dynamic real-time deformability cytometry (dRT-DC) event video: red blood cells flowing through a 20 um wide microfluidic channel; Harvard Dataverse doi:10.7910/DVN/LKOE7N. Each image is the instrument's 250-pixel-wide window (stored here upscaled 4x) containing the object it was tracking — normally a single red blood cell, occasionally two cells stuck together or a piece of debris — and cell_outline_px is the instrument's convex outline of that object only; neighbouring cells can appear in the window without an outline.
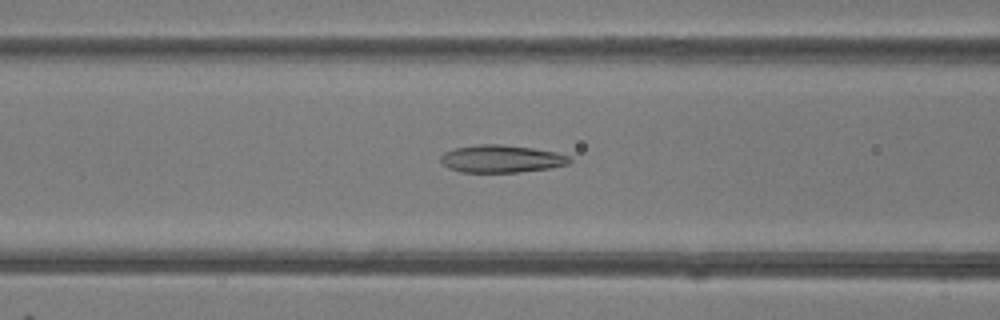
{"species": "common noctule bat (a hibernating species)", "species_latin": "Nyctalus noctula", "temperature_condition": "room temperature", "stored_images_in_passage": 49, "camera_frame_rate_fps": 3000, "um_per_image_px": 0.085, "animal": {"sex": "female"}, "frame": {"image": 1, "passage_image": 20, "time_ms": 6.333, "image_size_px": [1000, 320], "cell_outline_px": [[572, 160], [568, 164], [552, 168], [520, 172], [460, 172], [448, 168], [440, 160], [440, 156], [444, 152], [456, 148], [476, 144], [500, 144], [532, 148], [556, 152], [568, 156]], "centroid_in_image_um": [42.61, 13.5], "position_along_channel_um": 124.0, "area_um2": 20.75}}
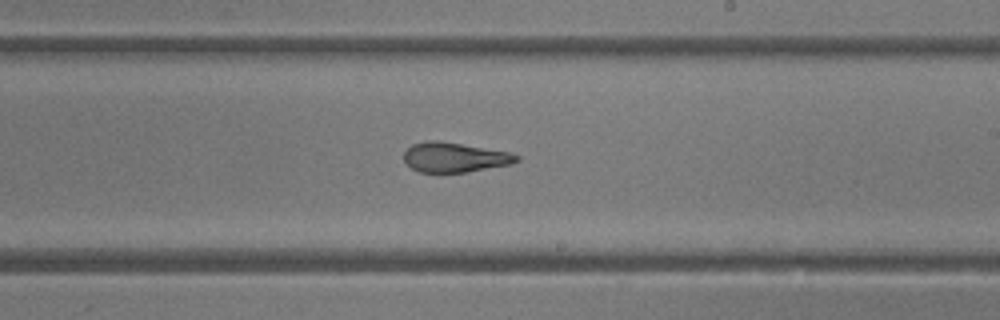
{"frame": {"image": 2, "passage_image": 29, "time_ms": 9.333, "image_size_px": [1000, 320], "cell_outline_px": [[520, 160], [512, 164], [468, 172], [420, 172], [412, 168], [404, 160], [404, 152], [412, 144], [428, 140], [436, 140], [508, 152], [520, 156]], "centroid_in_image_um": [38.65, 13.38], "position_along_channel_um": 250.4, "area_um2": 19.36}}
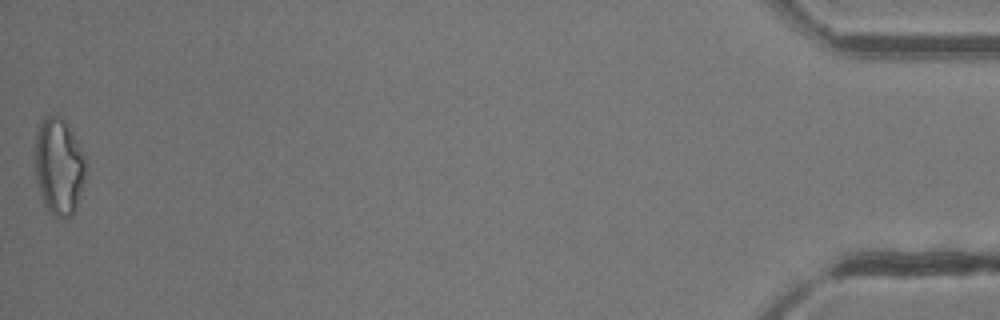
{"frame": {"image": 3, "passage_image": 49, "time_ms": 16.0, "image_size_px": [1000, 320], "cell_outline_px": [[84, 180], [76, 208], [72, 216], [64, 220], [56, 216], [44, 204], [40, 192], [36, 176], [32, 156], [36, 136], [40, 120], [44, 116], [60, 116], [68, 124], [84, 152]], "centroid_in_image_um": [4.97, 14.11], "position_along_channel_um": 430.2, "area_um2": 28.96}, "authors_computed_cell_mechanics": {"area_um2": 22.4842, "velocity_mm_per_s": 4.215, "shape_relaxation_time_tau1_ms": 10.3781, "shape_relaxation_time_tau2_ms": 1.6771, "deformation_change_tau1": 0.31, "deformation_change_tau2": 0.1091}}